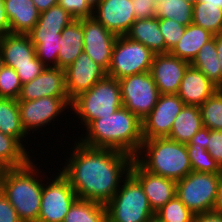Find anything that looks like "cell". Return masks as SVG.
<instances>
[{
    "instance_id": "1",
    "label": "cell",
    "mask_w": 222,
    "mask_h": 222,
    "mask_svg": "<svg viewBox=\"0 0 222 222\" xmlns=\"http://www.w3.org/2000/svg\"><path fill=\"white\" fill-rule=\"evenodd\" d=\"M76 141L61 171L79 199L106 205L130 174L134 158L118 150L89 147Z\"/></svg>"
},
{
    "instance_id": "2",
    "label": "cell",
    "mask_w": 222,
    "mask_h": 222,
    "mask_svg": "<svg viewBox=\"0 0 222 222\" xmlns=\"http://www.w3.org/2000/svg\"><path fill=\"white\" fill-rule=\"evenodd\" d=\"M86 136L78 141L94 148H109L124 152L133 158L142 142V121L124 106L111 115L93 120L86 128Z\"/></svg>"
},
{
    "instance_id": "3",
    "label": "cell",
    "mask_w": 222,
    "mask_h": 222,
    "mask_svg": "<svg viewBox=\"0 0 222 222\" xmlns=\"http://www.w3.org/2000/svg\"><path fill=\"white\" fill-rule=\"evenodd\" d=\"M32 161L23 167L4 168L3 173L2 194L22 222H37L41 208L43 180L37 178L40 172Z\"/></svg>"
},
{
    "instance_id": "4",
    "label": "cell",
    "mask_w": 222,
    "mask_h": 222,
    "mask_svg": "<svg viewBox=\"0 0 222 222\" xmlns=\"http://www.w3.org/2000/svg\"><path fill=\"white\" fill-rule=\"evenodd\" d=\"M134 159L148 172L175 182L192 172L186 144L167 137L143 139Z\"/></svg>"
},
{
    "instance_id": "5",
    "label": "cell",
    "mask_w": 222,
    "mask_h": 222,
    "mask_svg": "<svg viewBox=\"0 0 222 222\" xmlns=\"http://www.w3.org/2000/svg\"><path fill=\"white\" fill-rule=\"evenodd\" d=\"M122 106L119 81L106 75L90 90L74 98L69 110H73L74 117L78 116L85 129L93 120L111 115Z\"/></svg>"
},
{
    "instance_id": "6",
    "label": "cell",
    "mask_w": 222,
    "mask_h": 222,
    "mask_svg": "<svg viewBox=\"0 0 222 222\" xmlns=\"http://www.w3.org/2000/svg\"><path fill=\"white\" fill-rule=\"evenodd\" d=\"M105 205L107 222H147L155 215L141 184L131 175Z\"/></svg>"
},
{
    "instance_id": "7",
    "label": "cell",
    "mask_w": 222,
    "mask_h": 222,
    "mask_svg": "<svg viewBox=\"0 0 222 222\" xmlns=\"http://www.w3.org/2000/svg\"><path fill=\"white\" fill-rule=\"evenodd\" d=\"M221 175L192 171L176 182V196L194 215L213 211Z\"/></svg>"
},
{
    "instance_id": "8",
    "label": "cell",
    "mask_w": 222,
    "mask_h": 222,
    "mask_svg": "<svg viewBox=\"0 0 222 222\" xmlns=\"http://www.w3.org/2000/svg\"><path fill=\"white\" fill-rule=\"evenodd\" d=\"M154 54L140 42L131 40L126 35L118 36L106 74L119 80L129 75L150 72Z\"/></svg>"
},
{
    "instance_id": "9",
    "label": "cell",
    "mask_w": 222,
    "mask_h": 222,
    "mask_svg": "<svg viewBox=\"0 0 222 222\" xmlns=\"http://www.w3.org/2000/svg\"><path fill=\"white\" fill-rule=\"evenodd\" d=\"M118 81L123 106L143 121L152 111L160 96L151 73L129 75Z\"/></svg>"
},
{
    "instance_id": "10",
    "label": "cell",
    "mask_w": 222,
    "mask_h": 222,
    "mask_svg": "<svg viewBox=\"0 0 222 222\" xmlns=\"http://www.w3.org/2000/svg\"><path fill=\"white\" fill-rule=\"evenodd\" d=\"M59 172L50 183H43L37 222H63L72 204L78 199L68 177L61 170Z\"/></svg>"
},
{
    "instance_id": "11",
    "label": "cell",
    "mask_w": 222,
    "mask_h": 222,
    "mask_svg": "<svg viewBox=\"0 0 222 222\" xmlns=\"http://www.w3.org/2000/svg\"><path fill=\"white\" fill-rule=\"evenodd\" d=\"M71 107V101L68 97H42L36 100L18 101V108L22 127L26 134L29 131L49 126L57 119L62 111Z\"/></svg>"
},
{
    "instance_id": "12",
    "label": "cell",
    "mask_w": 222,
    "mask_h": 222,
    "mask_svg": "<svg viewBox=\"0 0 222 222\" xmlns=\"http://www.w3.org/2000/svg\"><path fill=\"white\" fill-rule=\"evenodd\" d=\"M184 105L177 94H160L152 111L142 121L143 139L168 137L173 122Z\"/></svg>"
},
{
    "instance_id": "13",
    "label": "cell",
    "mask_w": 222,
    "mask_h": 222,
    "mask_svg": "<svg viewBox=\"0 0 222 222\" xmlns=\"http://www.w3.org/2000/svg\"><path fill=\"white\" fill-rule=\"evenodd\" d=\"M83 33V52L107 72L111 63L112 49L118 36L94 17L83 18Z\"/></svg>"
},
{
    "instance_id": "14",
    "label": "cell",
    "mask_w": 222,
    "mask_h": 222,
    "mask_svg": "<svg viewBox=\"0 0 222 222\" xmlns=\"http://www.w3.org/2000/svg\"><path fill=\"white\" fill-rule=\"evenodd\" d=\"M106 71L95 63L85 52L65 69L66 92L70 101L79 94L90 90L106 76Z\"/></svg>"
},
{
    "instance_id": "15",
    "label": "cell",
    "mask_w": 222,
    "mask_h": 222,
    "mask_svg": "<svg viewBox=\"0 0 222 222\" xmlns=\"http://www.w3.org/2000/svg\"><path fill=\"white\" fill-rule=\"evenodd\" d=\"M189 62L170 53L154 54L150 68L160 94H177Z\"/></svg>"
},
{
    "instance_id": "16",
    "label": "cell",
    "mask_w": 222,
    "mask_h": 222,
    "mask_svg": "<svg viewBox=\"0 0 222 222\" xmlns=\"http://www.w3.org/2000/svg\"><path fill=\"white\" fill-rule=\"evenodd\" d=\"M93 17L117 36L126 35L136 20L132 0H100Z\"/></svg>"
},
{
    "instance_id": "17",
    "label": "cell",
    "mask_w": 222,
    "mask_h": 222,
    "mask_svg": "<svg viewBox=\"0 0 222 222\" xmlns=\"http://www.w3.org/2000/svg\"><path fill=\"white\" fill-rule=\"evenodd\" d=\"M130 174L141 184L154 212L164 206L176 195V182L145 170L135 159Z\"/></svg>"
},
{
    "instance_id": "18",
    "label": "cell",
    "mask_w": 222,
    "mask_h": 222,
    "mask_svg": "<svg viewBox=\"0 0 222 222\" xmlns=\"http://www.w3.org/2000/svg\"><path fill=\"white\" fill-rule=\"evenodd\" d=\"M68 97L65 84V70L59 67H45L33 80L22 84L18 101L36 100L42 97Z\"/></svg>"
},
{
    "instance_id": "19",
    "label": "cell",
    "mask_w": 222,
    "mask_h": 222,
    "mask_svg": "<svg viewBox=\"0 0 222 222\" xmlns=\"http://www.w3.org/2000/svg\"><path fill=\"white\" fill-rule=\"evenodd\" d=\"M0 53L5 66L34 65L35 46L28 34H4L0 36Z\"/></svg>"
},
{
    "instance_id": "20",
    "label": "cell",
    "mask_w": 222,
    "mask_h": 222,
    "mask_svg": "<svg viewBox=\"0 0 222 222\" xmlns=\"http://www.w3.org/2000/svg\"><path fill=\"white\" fill-rule=\"evenodd\" d=\"M218 87L200 70L189 65L181 80L177 95L185 105L200 106Z\"/></svg>"
},
{
    "instance_id": "21",
    "label": "cell",
    "mask_w": 222,
    "mask_h": 222,
    "mask_svg": "<svg viewBox=\"0 0 222 222\" xmlns=\"http://www.w3.org/2000/svg\"><path fill=\"white\" fill-rule=\"evenodd\" d=\"M4 10L11 34H28L40 16L33 0H4Z\"/></svg>"
},
{
    "instance_id": "22",
    "label": "cell",
    "mask_w": 222,
    "mask_h": 222,
    "mask_svg": "<svg viewBox=\"0 0 222 222\" xmlns=\"http://www.w3.org/2000/svg\"><path fill=\"white\" fill-rule=\"evenodd\" d=\"M83 48V18L75 19L61 32L57 67L65 70L83 52Z\"/></svg>"
},
{
    "instance_id": "23",
    "label": "cell",
    "mask_w": 222,
    "mask_h": 222,
    "mask_svg": "<svg viewBox=\"0 0 222 222\" xmlns=\"http://www.w3.org/2000/svg\"><path fill=\"white\" fill-rule=\"evenodd\" d=\"M131 40L140 42L153 53H166V43L160 31L159 18L136 19L126 34Z\"/></svg>"
},
{
    "instance_id": "24",
    "label": "cell",
    "mask_w": 222,
    "mask_h": 222,
    "mask_svg": "<svg viewBox=\"0 0 222 222\" xmlns=\"http://www.w3.org/2000/svg\"><path fill=\"white\" fill-rule=\"evenodd\" d=\"M213 36L214 34L209 30L191 23L186 26L181 39L169 53L191 63L202 46L210 41Z\"/></svg>"
},
{
    "instance_id": "25",
    "label": "cell",
    "mask_w": 222,
    "mask_h": 222,
    "mask_svg": "<svg viewBox=\"0 0 222 222\" xmlns=\"http://www.w3.org/2000/svg\"><path fill=\"white\" fill-rule=\"evenodd\" d=\"M203 127L201 111L198 106L184 105L175 118L167 138L188 144L191 138Z\"/></svg>"
},
{
    "instance_id": "26",
    "label": "cell",
    "mask_w": 222,
    "mask_h": 222,
    "mask_svg": "<svg viewBox=\"0 0 222 222\" xmlns=\"http://www.w3.org/2000/svg\"><path fill=\"white\" fill-rule=\"evenodd\" d=\"M0 132L16 138L22 145L27 142L24 140L27 134L21 124L17 99L0 97Z\"/></svg>"
},
{
    "instance_id": "27",
    "label": "cell",
    "mask_w": 222,
    "mask_h": 222,
    "mask_svg": "<svg viewBox=\"0 0 222 222\" xmlns=\"http://www.w3.org/2000/svg\"><path fill=\"white\" fill-rule=\"evenodd\" d=\"M191 66L200 70L218 88H221V69L216 51L215 35L199 50Z\"/></svg>"
},
{
    "instance_id": "28",
    "label": "cell",
    "mask_w": 222,
    "mask_h": 222,
    "mask_svg": "<svg viewBox=\"0 0 222 222\" xmlns=\"http://www.w3.org/2000/svg\"><path fill=\"white\" fill-rule=\"evenodd\" d=\"M25 146L16 138L0 132V167L19 168L33 160Z\"/></svg>"
},
{
    "instance_id": "29",
    "label": "cell",
    "mask_w": 222,
    "mask_h": 222,
    "mask_svg": "<svg viewBox=\"0 0 222 222\" xmlns=\"http://www.w3.org/2000/svg\"><path fill=\"white\" fill-rule=\"evenodd\" d=\"M63 222H107L106 207L101 203L78 198Z\"/></svg>"
},
{
    "instance_id": "30",
    "label": "cell",
    "mask_w": 222,
    "mask_h": 222,
    "mask_svg": "<svg viewBox=\"0 0 222 222\" xmlns=\"http://www.w3.org/2000/svg\"><path fill=\"white\" fill-rule=\"evenodd\" d=\"M155 12L157 18L173 19L184 26L193 20V5L184 0H156Z\"/></svg>"
},
{
    "instance_id": "31",
    "label": "cell",
    "mask_w": 222,
    "mask_h": 222,
    "mask_svg": "<svg viewBox=\"0 0 222 222\" xmlns=\"http://www.w3.org/2000/svg\"><path fill=\"white\" fill-rule=\"evenodd\" d=\"M192 23L209 30L212 34H222V9L219 5L197 1L193 5Z\"/></svg>"
},
{
    "instance_id": "32",
    "label": "cell",
    "mask_w": 222,
    "mask_h": 222,
    "mask_svg": "<svg viewBox=\"0 0 222 222\" xmlns=\"http://www.w3.org/2000/svg\"><path fill=\"white\" fill-rule=\"evenodd\" d=\"M199 108L203 126L222 131V88H218Z\"/></svg>"
},
{
    "instance_id": "33",
    "label": "cell",
    "mask_w": 222,
    "mask_h": 222,
    "mask_svg": "<svg viewBox=\"0 0 222 222\" xmlns=\"http://www.w3.org/2000/svg\"><path fill=\"white\" fill-rule=\"evenodd\" d=\"M162 222H194V214L175 195L155 212Z\"/></svg>"
},
{
    "instance_id": "34",
    "label": "cell",
    "mask_w": 222,
    "mask_h": 222,
    "mask_svg": "<svg viewBox=\"0 0 222 222\" xmlns=\"http://www.w3.org/2000/svg\"><path fill=\"white\" fill-rule=\"evenodd\" d=\"M192 171L222 174V168L205 148L186 145Z\"/></svg>"
},
{
    "instance_id": "35",
    "label": "cell",
    "mask_w": 222,
    "mask_h": 222,
    "mask_svg": "<svg viewBox=\"0 0 222 222\" xmlns=\"http://www.w3.org/2000/svg\"><path fill=\"white\" fill-rule=\"evenodd\" d=\"M74 20L75 18L61 6L55 5L40 13L38 22L34 27L65 28Z\"/></svg>"
},
{
    "instance_id": "36",
    "label": "cell",
    "mask_w": 222,
    "mask_h": 222,
    "mask_svg": "<svg viewBox=\"0 0 222 222\" xmlns=\"http://www.w3.org/2000/svg\"><path fill=\"white\" fill-rule=\"evenodd\" d=\"M31 41L35 46L36 56L43 63V65L45 67H57L60 39Z\"/></svg>"
},
{
    "instance_id": "37",
    "label": "cell",
    "mask_w": 222,
    "mask_h": 222,
    "mask_svg": "<svg viewBox=\"0 0 222 222\" xmlns=\"http://www.w3.org/2000/svg\"><path fill=\"white\" fill-rule=\"evenodd\" d=\"M22 83L16 71L5 66L0 71V97L18 99Z\"/></svg>"
},
{
    "instance_id": "38",
    "label": "cell",
    "mask_w": 222,
    "mask_h": 222,
    "mask_svg": "<svg viewBox=\"0 0 222 222\" xmlns=\"http://www.w3.org/2000/svg\"><path fill=\"white\" fill-rule=\"evenodd\" d=\"M159 27L166 43V53H169L181 39L186 26L173 19L159 18Z\"/></svg>"
},
{
    "instance_id": "39",
    "label": "cell",
    "mask_w": 222,
    "mask_h": 222,
    "mask_svg": "<svg viewBox=\"0 0 222 222\" xmlns=\"http://www.w3.org/2000/svg\"><path fill=\"white\" fill-rule=\"evenodd\" d=\"M58 5L75 19L93 17L94 10L85 0H58Z\"/></svg>"
},
{
    "instance_id": "40",
    "label": "cell",
    "mask_w": 222,
    "mask_h": 222,
    "mask_svg": "<svg viewBox=\"0 0 222 222\" xmlns=\"http://www.w3.org/2000/svg\"><path fill=\"white\" fill-rule=\"evenodd\" d=\"M45 66L37 58H34V65H25V66H15L14 70L20 78L22 84H26L37 77L43 70Z\"/></svg>"
},
{
    "instance_id": "41",
    "label": "cell",
    "mask_w": 222,
    "mask_h": 222,
    "mask_svg": "<svg viewBox=\"0 0 222 222\" xmlns=\"http://www.w3.org/2000/svg\"><path fill=\"white\" fill-rule=\"evenodd\" d=\"M206 150L222 168V131L210 130Z\"/></svg>"
},
{
    "instance_id": "42",
    "label": "cell",
    "mask_w": 222,
    "mask_h": 222,
    "mask_svg": "<svg viewBox=\"0 0 222 222\" xmlns=\"http://www.w3.org/2000/svg\"><path fill=\"white\" fill-rule=\"evenodd\" d=\"M156 0H132L133 12L136 19H148L156 16Z\"/></svg>"
},
{
    "instance_id": "43",
    "label": "cell",
    "mask_w": 222,
    "mask_h": 222,
    "mask_svg": "<svg viewBox=\"0 0 222 222\" xmlns=\"http://www.w3.org/2000/svg\"><path fill=\"white\" fill-rule=\"evenodd\" d=\"M63 29L64 28L33 27L28 35L31 40L60 39Z\"/></svg>"
},
{
    "instance_id": "44",
    "label": "cell",
    "mask_w": 222,
    "mask_h": 222,
    "mask_svg": "<svg viewBox=\"0 0 222 222\" xmlns=\"http://www.w3.org/2000/svg\"><path fill=\"white\" fill-rule=\"evenodd\" d=\"M0 222H22L14 207L2 193H0Z\"/></svg>"
},
{
    "instance_id": "45",
    "label": "cell",
    "mask_w": 222,
    "mask_h": 222,
    "mask_svg": "<svg viewBox=\"0 0 222 222\" xmlns=\"http://www.w3.org/2000/svg\"><path fill=\"white\" fill-rule=\"evenodd\" d=\"M210 129L207 127H202L189 141L186 145H196L199 148H207V141L209 139Z\"/></svg>"
},
{
    "instance_id": "46",
    "label": "cell",
    "mask_w": 222,
    "mask_h": 222,
    "mask_svg": "<svg viewBox=\"0 0 222 222\" xmlns=\"http://www.w3.org/2000/svg\"><path fill=\"white\" fill-rule=\"evenodd\" d=\"M194 222H222V214L214 211L196 214Z\"/></svg>"
},
{
    "instance_id": "47",
    "label": "cell",
    "mask_w": 222,
    "mask_h": 222,
    "mask_svg": "<svg viewBox=\"0 0 222 222\" xmlns=\"http://www.w3.org/2000/svg\"><path fill=\"white\" fill-rule=\"evenodd\" d=\"M10 33V23L4 10V0H0V36Z\"/></svg>"
},
{
    "instance_id": "48",
    "label": "cell",
    "mask_w": 222,
    "mask_h": 222,
    "mask_svg": "<svg viewBox=\"0 0 222 222\" xmlns=\"http://www.w3.org/2000/svg\"><path fill=\"white\" fill-rule=\"evenodd\" d=\"M33 2L40 13L48 10L52 6L58 5V0H33Z\"/></svg>"
},
{
    "instance_id": "49",
    "label": "cell",
    "mask_w": 222,
    "mask_h": 222,
    "mask_svg": "<svg viewBox=\"0 0 222 222\" xmlns=\"http://www.w3.org/2000/svg\"><path fill=\"white\" fill-rule=\"evenodd\" d=\"M213 211L222 214V175H221V178H220L215 203H214V206H213Z\"/></svg>"
},
{
    "instance_id": "50",
    "label": "cell",
    "mask_w": 222,
    "mask_h": 222,
    "mask_svg": "<svg viewBox=\"0 0 222 222\" xmlns=\"http://www.w3.org/2000/svg\"><path fill=\"white\" fill-rule=\"evenodd\" d=\"M215 45L218 57H222V34L215 35Z\"/></svg>"
},
{
    "instance_id": "51",
    "label": "cell",
    "mask_w": 222,
    "mask_h": 222,
    "mask_svg": "<svg viewBox=\"0 0 222 222\" xmlns=\"http://www.w3.org/2000/svg\"><path fill=\"white\" fill-rule=\"evenodd\" d=\"M201 2H206L207 4H212V5H219V7L222 9V0H198Z\"/></svg>"
},
{
    "instance_id": "52",
    "label": "cell",
    "mask_w": 222,
    "mask_h": 222,
    "mask_svg": "<svg viewBox=\"0 0 222 222\" xmlns=\"http://www.w3.org/2000/svg\"><path fill=\"white\" fill-rule=\"evenodd\" d=\"M85 1L94 10L97 7L100 0H85Z\"/></svg>"
},
{
    "instance_id": "53",
    "label": "cell",
    "mask_w": 222,
    "mask_h": 222,
    "mask_svg": "<svg viewBox=\"0 0 222 222\" xmlns=\"http://www.w3.org/2000/svg\"><path fill=\"white\" fill-rule=\"evenodd\" d=\"M4 168L0 167V193H2V180H3Z\"/></svg>"
},
{
    "instance_id": "54",
    "label": "cell",
    "mask_w": 222,
    "mask_h": 222,
    "mask_svg": "<svg viewBox=\"0 0 222 222\" xmlns=\"http://www.w3.org/2000/svg\"><path fill=\"white\" fill-rule=\"evenodd\" d=\"M147 222H162L161 220L158 219L155 215L151 217Z\"/></svg>"
},
{
    "instance_id": "55",
    "label": "cell",
    "mask_w": 222,
    "mask_h": 222,
    "mask_svg": "<svg viewBox=\"0 0 222 222\" xmlns=\"http://www.w3.org/2000/svg\"><path fill=\"white\" fill-rule=\"evenodd\" d=\"M219 58V63H220V69H221V88H222V57Z\"/></svg>"
},
{
    "instance_id": "56",
    "label": "cell",
    "mask_w": 222,
    "mask_h": 222,
    "mask_svg": "<svg viewBox=\"0 0 222 222\" xmlns=\"http://www.w3.org/2000/svg\"><path fill=\"white\" fill-rule=\"evenodd\" d=\"M4 62H3V58L1 56V53H0V71L2 70V68L4 67Z\"/></svg>"
},
{
    "instance_id": "57",
    "label": "cell",
    "mask_w": 222,
    "mask_h": 222,
    "mask_svg": "<svg viewBox=\"0 0 222 222\" xmlns=\"http://www.w3.org/2000/svg\"><path fill=\"white\" fill-rule=\"evenodd\" d=\"M187 3H190L191 5H194L198 0H184Z\"/></svg>"
}]
</instances>
